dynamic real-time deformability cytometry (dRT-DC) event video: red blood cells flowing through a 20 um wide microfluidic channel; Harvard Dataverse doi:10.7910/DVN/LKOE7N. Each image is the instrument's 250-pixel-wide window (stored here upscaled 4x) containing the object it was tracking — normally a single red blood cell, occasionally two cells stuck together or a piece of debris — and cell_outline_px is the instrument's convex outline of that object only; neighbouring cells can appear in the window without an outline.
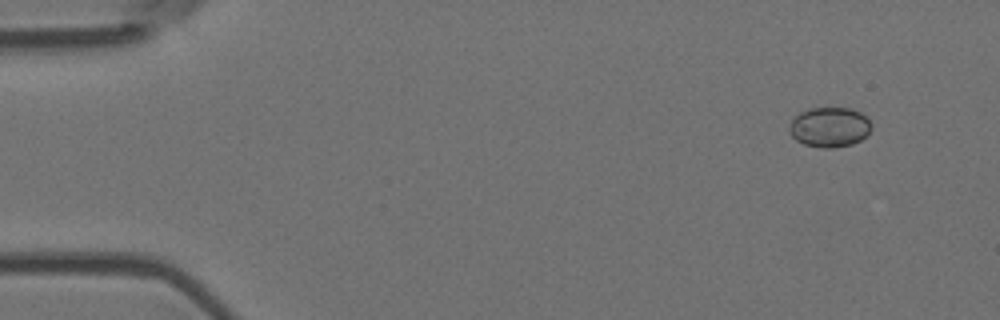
{"species": "Egyptian fruit bat (a non-hibernating species)", "species_latin": "Rousettus aegyptiacus", "temperature_condition": "room temperature", "stored_images_in_passage": 6, "camera_frame_rate_fps": 3000, "um_per_image_px": 0.085, "animal": {"sex": "female"}, "frame": {"image": 1, "passage_image": 6, "time_ms": 1.667, "image_size_px": [1000, 320], "cell_outline_px": [[872, 128], [860, 140], [852, 144], [832, 148], [824, 148], [804, 144], [796, 140], [788, 132], [788, 128], [792, 120], [800, 112], [808, 108], [852, 108], [860, 112], [872, 124]], "centroid_in_image_um": [70.49, 10.8], "position_along_channel_um": 14.5, "area_um2": 19.07}}